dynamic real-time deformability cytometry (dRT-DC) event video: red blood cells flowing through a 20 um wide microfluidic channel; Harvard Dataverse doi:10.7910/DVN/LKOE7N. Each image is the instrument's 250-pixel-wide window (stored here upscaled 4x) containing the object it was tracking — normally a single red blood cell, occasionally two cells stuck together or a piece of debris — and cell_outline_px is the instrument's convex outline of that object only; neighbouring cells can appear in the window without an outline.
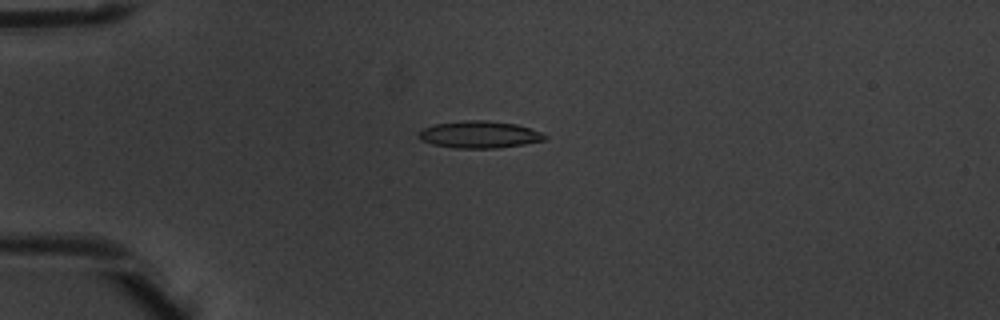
{"species": "common noctule bat (a hibernating species)", "species_latin": "Nyctalus noctula", "temperature_condition": "warm", "stored_images_in_passage": 5, "camera_frame_rate_fps": 3000, "um_per_image_px": 0.085, "animal": {"sex": "male", "body_mass_g": 20.1, "forearm_length_mm": 53.5}, "frame": {"image": 1, "passage_image": 3, "time_ms": 0.667, "image_size_px": [1000, 320], "cell_outline_px": [[548, 136], [544, 140], [524, 144], [496, 148], [456, 148], [432, 144], [420, 140], [416, 136], [424, 128], [436, 124], [464, 120], [488, 120], [516, 124], [544, 132]], "centroid_in_image_um": [40.77, 11.43], "position_along_channel_um": 44.2, "area_um2": 19.94}}